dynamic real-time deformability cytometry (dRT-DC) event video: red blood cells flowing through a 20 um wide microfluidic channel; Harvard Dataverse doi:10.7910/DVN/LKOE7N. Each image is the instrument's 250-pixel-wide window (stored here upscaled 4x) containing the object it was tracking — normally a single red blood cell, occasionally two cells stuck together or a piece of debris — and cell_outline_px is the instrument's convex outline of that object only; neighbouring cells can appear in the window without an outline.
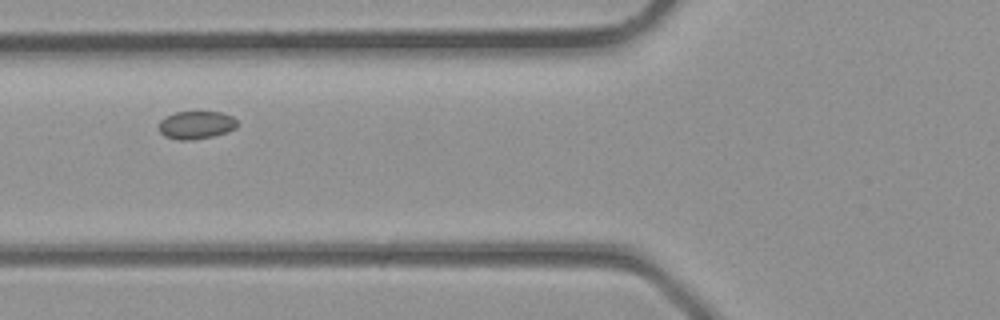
{"species": "common noctule bat (a hibernating species)", "species_latin": "Nyctalus noctula", "temperature_condition": "room temperature", "stored_images_in_passage": 2, "camera_frame_rate_fps": 3000, "um_per_image_px": 0.085, "animal": {"sex": "male", "body_mass_g": 23.1, "forearm_length_mm": 52.7}, "frame": {"image": 1, "passage_image": 2, "time_ms": 0.333, "image_size_px": [1000, 320], "cell_outline_px": [[236, 128], [228, 132], [212, 136], [192, 140], [180, 140], [164, 136], [160, 132], [160, 120], [164, 116], [176, 112], [220, 112], [232, 116], [236, 120]], "centroid_in_image_um": [16.66, 10.62], "position_along_channel_um": 109.1, "area_um2": 12.72}}